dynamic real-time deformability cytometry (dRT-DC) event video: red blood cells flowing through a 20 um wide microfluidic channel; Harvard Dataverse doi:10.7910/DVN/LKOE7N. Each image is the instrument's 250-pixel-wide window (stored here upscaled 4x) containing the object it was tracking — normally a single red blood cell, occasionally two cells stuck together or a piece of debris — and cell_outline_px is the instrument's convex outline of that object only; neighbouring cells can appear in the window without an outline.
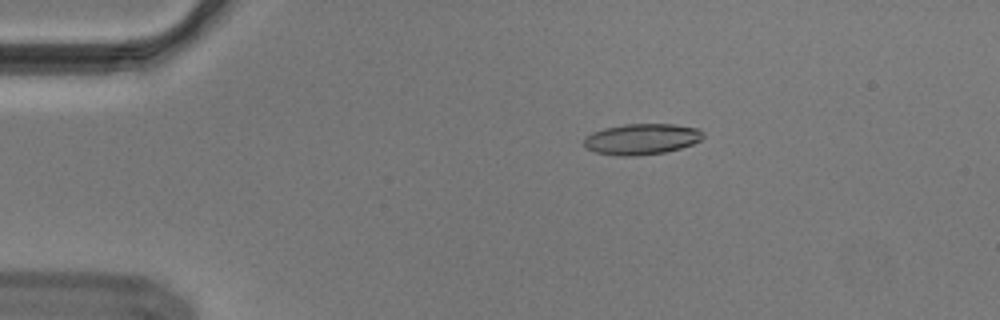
{"species": "Egyptian fruit bat (a non-hibernating species)", "species_latin": "Rousettus aegyptiacus", "temperature_condition": "cold", "stored_images_in_passage": 54, "camera_frame_rate_fps": 3000, "um_per_image_px": 0.085, "animal": {"sex": "male"}, "frame": {"image": 1, "passage_image": 10, "time_ms": 3.0, "image_size_px": [1000, 320], "cell_outline_px": [[704, 136], [700, 140], [692, 144], [680, 148], [664, 152], [636, 156], [620, 156], [596, 152], [588, 148], [584, 144], [584, 136], [592, 132], [604, 128], [624, 124], [676, 124], [696, 128], [704, 132]], "centroid_in_image_um": [54.54, 11.81], "position_along_channel_um": 30.5, "area_um2": 21.44}}
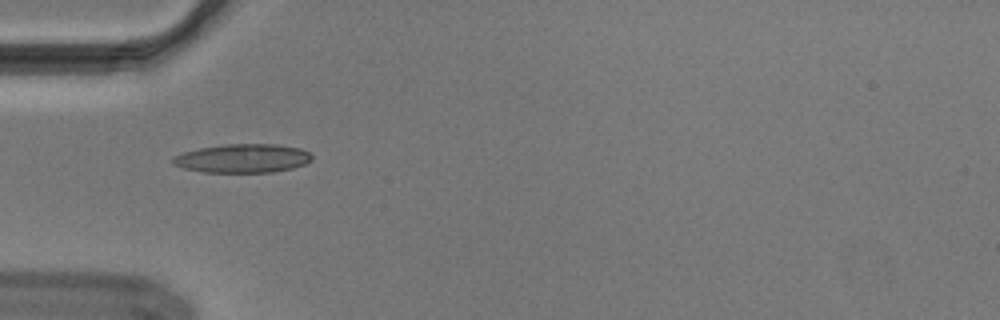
{"frame": {"image": 2, "passage_image": 17, "time_ms": 5.333, "image_size_px": [1000, 320], "cell_outline_px": [[312, 160], [304, 164], [292, 168], [272, 172], [204, 172], [184, 168], [172, 164], [172, 160], [176, 156], [184, 152], [200, 148], [224, 144], [276, 144], [300, 148], [308, 152], [312, 156]], "centroid_in_image_um": [20.64, 13.46], "position_along_channel_um": 64.4, "area_um2": 23.12}}
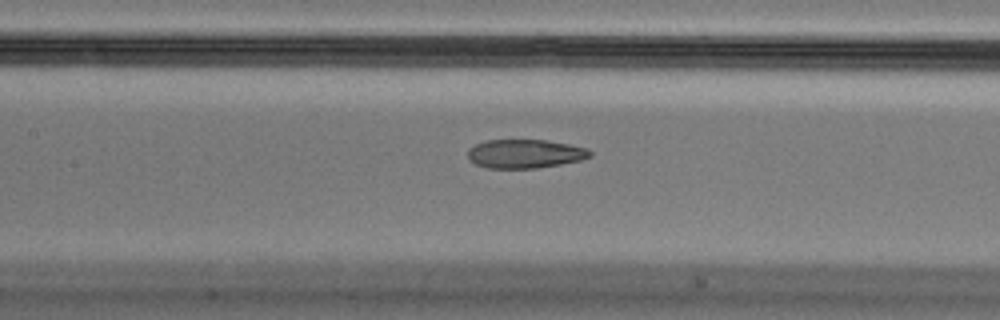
{"frame": {"image": 3, "passage_image": 25, "time_ms": 8.0, "image_size_px": [1000, 320], "cell_outline_px": [[592, 156], [580, 160], [560, 164], [536, 168], [488, 168], [476, 164], [468, 160], [468, 148], [484, 140], [548, 140], [588, 148], [592, 152]], "centroid_in_image_um": [44.61, 13.06], "position_along_channel_um": 162.8, "area_um2": 20.58}, "authors_computed_cell_mechanics": {"area_um2": 21.9351, "velocity_mm_per_s": 3.7017, "shape_relaxation_time_tau1_ms": null, "shape_relaxation_time_tau2_ms": 1.9979, "deformation_change_tau1": null, "deformation_change_tau2": 0.0753}}